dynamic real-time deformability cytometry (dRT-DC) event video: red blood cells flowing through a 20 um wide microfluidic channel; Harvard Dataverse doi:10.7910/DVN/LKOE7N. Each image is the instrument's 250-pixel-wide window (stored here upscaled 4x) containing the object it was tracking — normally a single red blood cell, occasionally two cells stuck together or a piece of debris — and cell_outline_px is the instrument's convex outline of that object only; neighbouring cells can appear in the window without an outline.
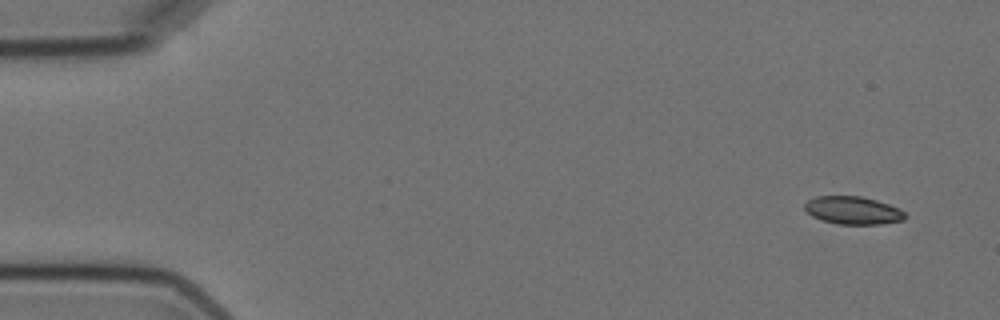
{"species": "Egyptian fruit bat (a non-hibernating species)", "species_latin": "Rousettus aegyptiacus", "temperature_condition": "cold", "stored_images_in_passage": 14, "camera_frame_rate_fps": 3000, "um_per_image_px": 0.085, "animal": {"sex": "female"}, "frame": {"image": 1, "passage_image": 1, "time_ms": 0.0, "image_size_px": [1000, 320], "cell_outline_px": [[908, 216], [904, 220], [880, 224], [840, 224], [820, 220], [812, 216], [804, 208], [804, 204], [808, 200], [816, 196], [860, 196], [876, 200], [900, 208]], "centroid_in_image_um": [72.51, 17.88], "position_along_channel_um": 12.5, "area_um2": 16.36}}
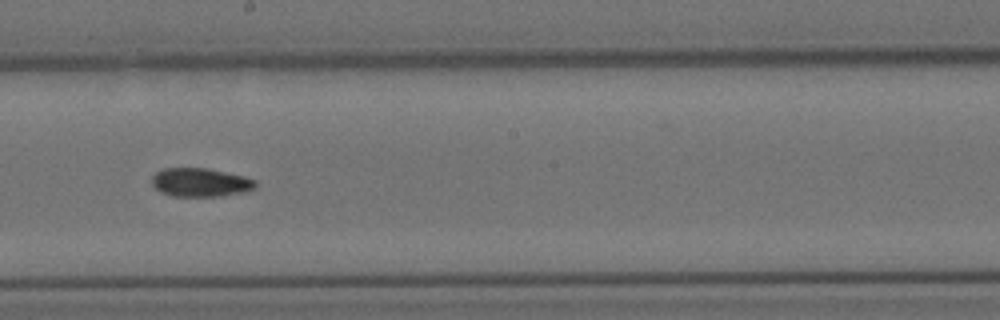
{"frame": {"image": 2, "passage_image": 8, "time_ms": 9.333, "image_size_px": [1000, 320], "cell_outline_px": [[256, 188], [248, 192], [220, 196], [172, 196], [160, 192], [152, 184], [152, 176], [156, 172], [164, 168], [208, 168], [244, 176], [256, 180]], "centroid_in_image_um": [17.06, 15.51], "position_along_channel_um": 231.1, "area_um2": 17.46}}
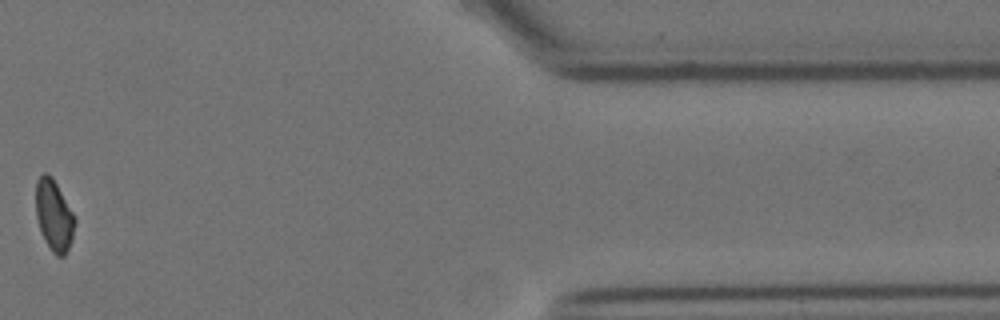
{"frame": {"image": 3, "passage_image": 13, "time_ms": 15.667, "image_size_px": [1000, 320], "cell_outline_px": [[76, 220], [72, 240], [64, 256], [56, 256], [52, 252], [40, 228], [36, 216], [36, 180], [44, 172], [48, 172], [52, 176], [72, 212]], "centroid_in_image_um": [4.59, 18.28], "position_along_channel_um": 406.8, "area_um2": 15.9}}